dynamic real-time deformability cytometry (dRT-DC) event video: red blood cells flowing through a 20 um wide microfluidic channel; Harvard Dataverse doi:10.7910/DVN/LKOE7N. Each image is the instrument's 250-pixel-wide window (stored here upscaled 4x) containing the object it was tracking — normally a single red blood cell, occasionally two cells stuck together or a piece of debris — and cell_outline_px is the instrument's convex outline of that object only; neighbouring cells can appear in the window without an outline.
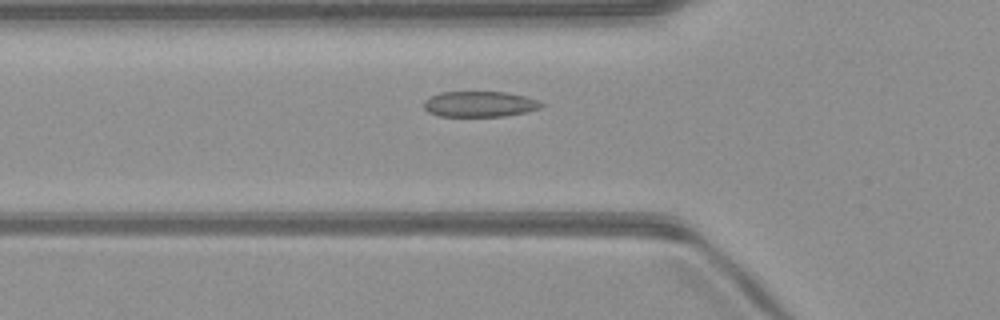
{"species": "common noctule bat (a hibernating species)", "species_latin": "Nyctalus noctula", "temperature_condition": "warm", "stored_images_in_passage": 47, "camera_frame_rate_fps": 3000, "um_per_image_px": 0.085, "animal": {"sex": "male", "body_mass_g": 23.1, "forearm_length_mm": 52.7}, "frame": {"image": 1, "passage_image": 13, "time_ms": 4.0, "image_size_px": [1000, 320], "cell_outline_px": [[544, 104], [540, 108], [524, 112], [504, 116], [440, 116], [428, 112], [424, 108], [424, 100], [440, 92], [508, 92], [524, 96], [536, 100]], "centroid_in_image_um": [40.75, 8.84], "position_along_channel_um": 85.1, "area_um2": 17.4}}
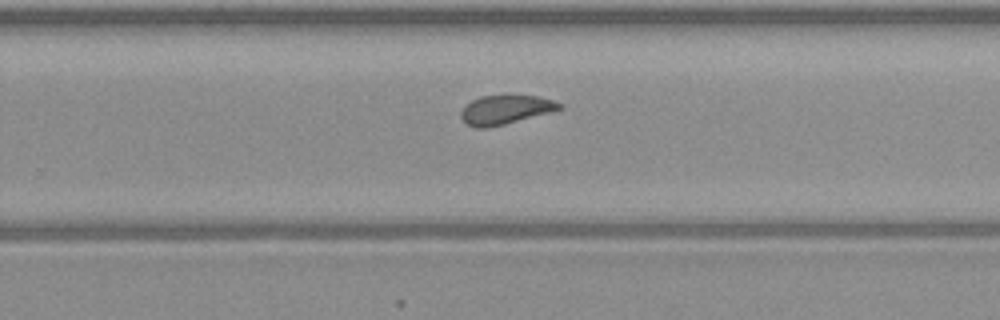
{"frame": {"image": 2, "passage_image": 28, "time_ms": 9.0, "image_size_px": [1000, 320], "cell_outline_px": [[564, 108], [504, 124], [488, 128], [476, 128], [468, 124], [460, 116], [460, 112], [464, 104], [480, 96], [504, 92], [536, 96], [552, 100], [564, 104]], "centroid_in_image_um": [42.94, 9.26], "position_along_channel_um": 286.9, "area_um2": 17.28}}
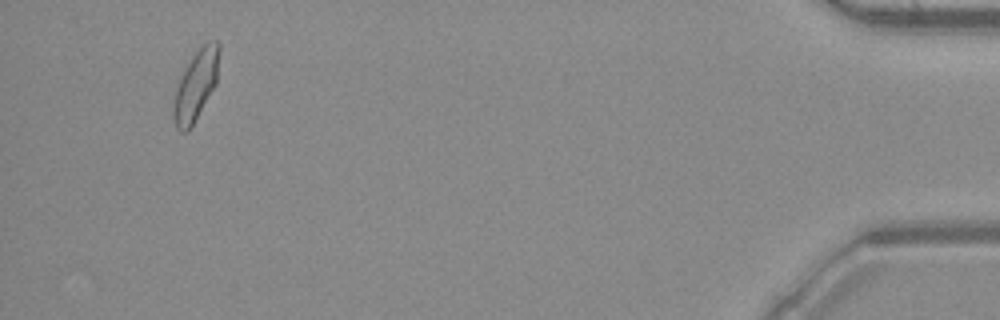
{"frame": {"image": 3, "passage_image": 44, "time_ms": 14.333, "image_size_px": [1000, 320], "cell_outline_px": [[220, 52], [216, 84], [188, 132], [180, 132], [176, 128], [172, 112], [172, 108], [176, 88], [192, 56], [208, 40], [216, 40], [220, 44]], "centroid_in_image_um": [16.66, 7.25], "position_along_channel_um": 418.5, "area_um2": 18.44}, "authors_computed_cell_mechanics": {"area_um2": 17.4556, "velocity_mm_per_s": 4.0234, "shape_relaxation_time_tau1_ms": 6.3581, "shape_relaxation_time_tau2_ms": 1.3206, "deformation_change_tau1": 0.1481, "deformation_change_tau2": 0.0769}}